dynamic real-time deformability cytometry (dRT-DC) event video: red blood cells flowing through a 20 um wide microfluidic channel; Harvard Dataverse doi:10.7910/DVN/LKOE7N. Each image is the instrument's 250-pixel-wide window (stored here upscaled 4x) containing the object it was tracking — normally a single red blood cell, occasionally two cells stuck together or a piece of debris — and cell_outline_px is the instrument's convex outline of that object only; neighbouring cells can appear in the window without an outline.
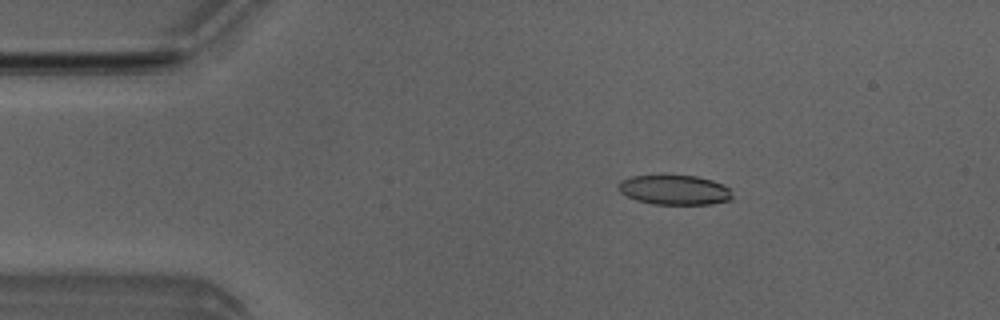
{"species": "Egyptian fruit bat (a non-hibernating species)", "species_latin": "Rousettus aegyptiacus", "temperature_condition": "room temperature", "stored_images_in_passage": 8, "camera_frame_rate_fps": 3000, "um_per_image_px": 0.085, "animal": {"sex": "male"}, "frame": {"image": 1, "passage_image": 3, "time_ms": 2.333, "image_size_px": [1000, 320], "cell_outline_px": [[732, 196], [728, 200], [708, 204], [652, 204], [636, 200], [620, 192], [616, 184], [620, 180], [632, 176], [660, 172], [696, 176], [712, 180], [724, 184], [728, 188]], "centroid_in_image_um": [57.25, 16.08], "position_along_channel_um": 27.8, "area_um2": 20.46}}
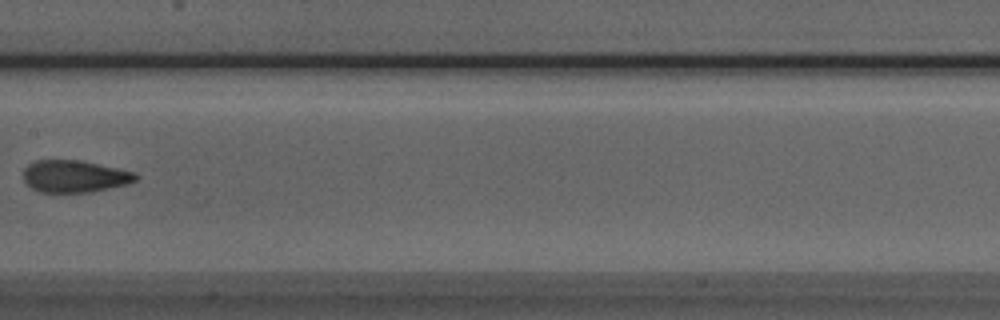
{"frame": {"image": 2, "passage_image": 8, "time_ms": 8.0, "image_size_px": [1000, 320], "cell_outline_px": [[140, 176], [136, 180], [128, 184], [88, 192], [40, 192], [32, 188], [24, 180], [24, 168], [28, 164], [36, 160], [80, 160], [136, 172]], "centroid_in_image_um": [6.36, 14.98], "position_along_channel_um": 201.0, "area_um2": 20.98}}